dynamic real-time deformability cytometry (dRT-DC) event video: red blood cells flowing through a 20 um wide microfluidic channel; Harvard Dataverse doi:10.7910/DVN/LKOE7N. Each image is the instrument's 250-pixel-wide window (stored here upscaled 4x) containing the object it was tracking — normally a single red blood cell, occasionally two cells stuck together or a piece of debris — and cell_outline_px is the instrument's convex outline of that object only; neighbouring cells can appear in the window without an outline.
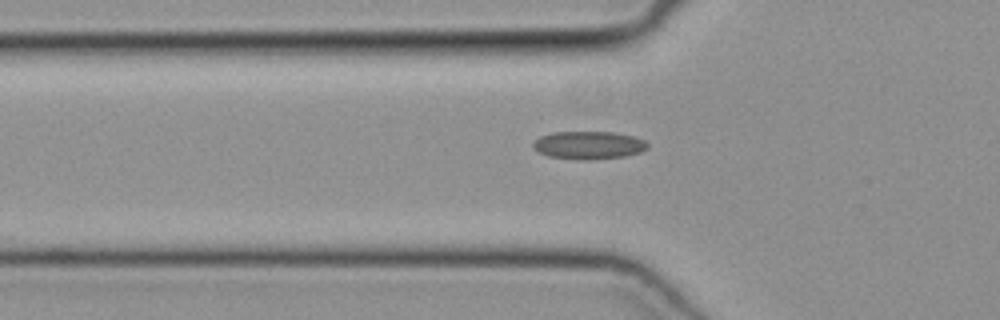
{"species": "common noctule bat (a hibernating species)", "species_latin": "Nyctalus noctula", "temperature_condition": "cold", "stored_images_in_passage": 12, "camera_frame_rate_fps": 3000, "um_per_image_px": 0.085, "animal": {"sex": "female", "body_mass_g": 19.3, "forearm_length_mm": 54.1}, "frame": {"image": 1, "passage_image": 5, "time_ms": 1.333, "image_size_px": [1000, 320], "cell_outline_px": [[648, 148], [640, 152], [624, 156], [548, 156], [532, 148], [532, 144], [540, 136], [552, 132], [612, 132], [632, 136], [644, 140], [648, 144]], "centroid_in_image_um": [50.04, 12.27], "position_along_channel_um": 75.8, "area_um2": 17.34}}
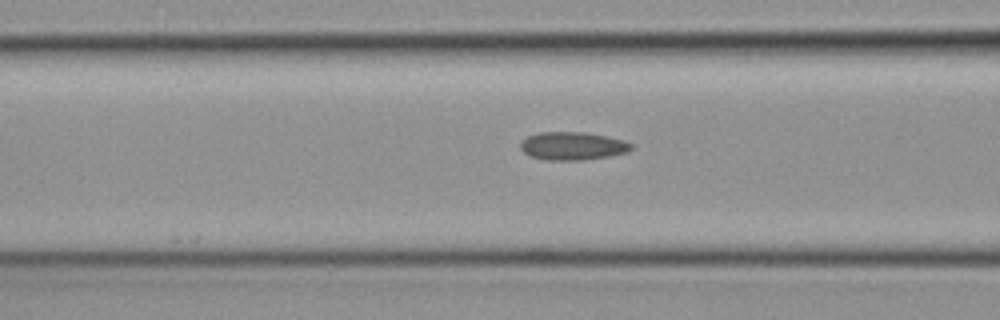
{"frame": {"image": 2, "passage_image": 8, "time_ms": 2.333, "image_size_px": [1000, 320], "cell_outline_px": [[632, 148], [628, 152], [608, 156], [580, 160], [548, 160], [532, 156], [524, 152], [520, 148], [520, 144], [528, 136], [540, 132], [584, 132], [608, 136], [624, 140], [632, 144]], "centroid_in_image_um": [48.7, 12.4], "position_along_channel_um": 117.9, "area_um2": 17.98}}